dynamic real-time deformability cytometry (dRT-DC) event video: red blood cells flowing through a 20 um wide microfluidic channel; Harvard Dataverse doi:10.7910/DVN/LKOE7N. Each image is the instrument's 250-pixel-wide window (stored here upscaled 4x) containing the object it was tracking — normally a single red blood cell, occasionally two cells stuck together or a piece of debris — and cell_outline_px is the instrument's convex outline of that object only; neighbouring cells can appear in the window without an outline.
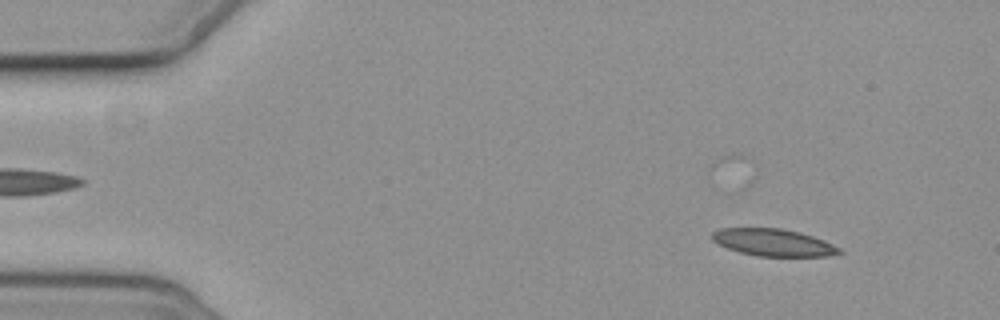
{"species": "common noctule bat (a hibernating species)", "species_latin": "Nyctalus noctula", "temperature_condition": "cold", "stored_images_in_passage": 4, "camera_frame_rate_fps": 3000, "um_per_image_px": 0.085, "animal": {"sex": "female", "body_mass_g": 19.3, "forearm_length_mm": 54.1}, "frame": {"image": 1, "passage_image": 1, "time_ms": 0.0, "image_size_px": [1000, 320], "cell_outline_px": [[844, 252], [832, 256], [756, 256], [740, 252], [728, 248], [712, 240], [712, 232], [720, 228], [780, 228], [800, 232], [824, 240], [840, 248]], "centroid_in_image_um": [65.76, 20.61], "position_along_channel_um": 19.2, "area_um2": 20.11}}
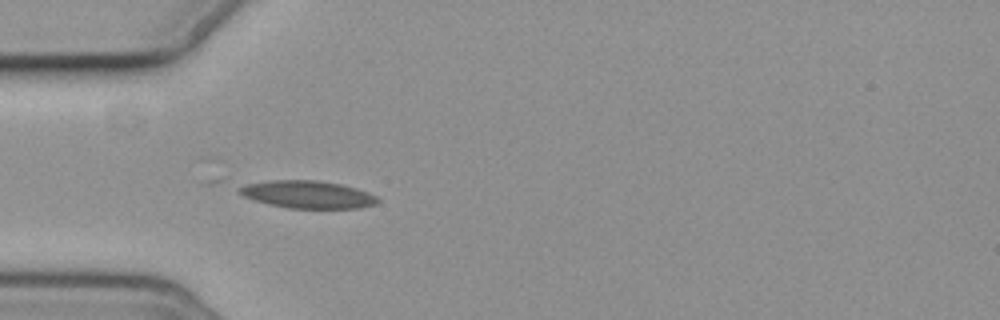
{"frame": {"image": 2, "passage_image": 4, "time_ms": 3.667, "image_size_px": [1000, 320], "cell_outline_px": [[380, 200], [376, 204], [360, 208], [288, 208], [268, 204], [252, 200], [236, 192], [236, 188], [244, 184], [272, 180], [316, 180], [340, 184], [356, 188], [368, 192], [376, 196]], "centroid_in_image_um": [26.11, 16.53], "position_along_channel_um": 58.9, "area_um2": 22.37}}